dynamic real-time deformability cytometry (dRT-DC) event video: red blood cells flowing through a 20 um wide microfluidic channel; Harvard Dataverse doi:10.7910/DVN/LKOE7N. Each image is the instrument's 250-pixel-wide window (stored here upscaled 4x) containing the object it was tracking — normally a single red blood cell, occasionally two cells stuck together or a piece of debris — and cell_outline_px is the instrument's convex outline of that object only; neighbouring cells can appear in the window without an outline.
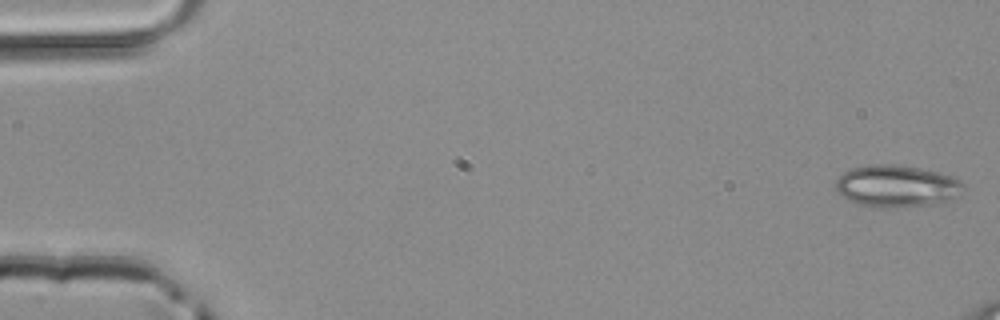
{"species": "common noctule bat (a hibernating species)", "species_latin": "Nyctalus noctula", "temperature_condition": "room temperature", "stored_images_in_passage": 11, "camera_frame_rate_fps": 3000, "um_per_image_px": 0.085, "animal": {"sex": "male", "body_mass_g": 20.4}, "frame": {"image": 1, "passage_image": 1, "time_ms": 0.0, "image_size_px": [1000, 320], "cell_outline_px": [[964, 188], [948, 200], [940, 204], [892, 208], [876, 208], [856, 204], [848, 200], [836, 188], [836, 180], [844, 172], [852, 168], [868, 164], [896, 164], [920, 168], [952, 176], [960, 180], [964, 184]], "centroid_in_image_um": [76.2, 15.83], "position_along_channel_um": 8.8, "area_um2": 31.39}}